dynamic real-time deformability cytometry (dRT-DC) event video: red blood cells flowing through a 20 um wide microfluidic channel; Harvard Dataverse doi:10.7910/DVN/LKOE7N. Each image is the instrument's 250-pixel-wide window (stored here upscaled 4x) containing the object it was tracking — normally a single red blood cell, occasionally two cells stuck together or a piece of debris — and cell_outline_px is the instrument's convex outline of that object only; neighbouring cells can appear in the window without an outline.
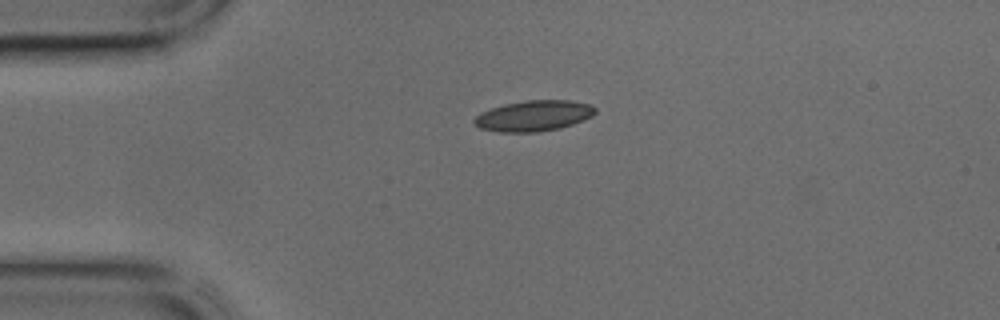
{"species": "common noctule bat (a hibernating species)", "species_latin": "Nyctalus noctula", "temperature_condition": "cold", "stored_images_in_passage": 31, "camera_frame_rate_fps": 3000, "um_per_image_px": 0.085, "animal": {"sex": "male", "body_mass_g": 17.9, "forearm_length_mm": 54.2}, "frame": {"image": 1, "passage_image": 2, "time_ms": 0.333, "image_size_px": [1000, 320], "cell_outline_px": [[596, 112], [592, 116], [572, 124], [560, 128], [536, 132], [500, 132], [480, 128], [472, 120], [480, 112], [504, 104], [528, 100], [568, 100], [592, 104], [596, 108]], "centroid_in_image_um": [45.37, 9.84], "position_along_channel_um": 39.6, "area_um2": 21.62}}
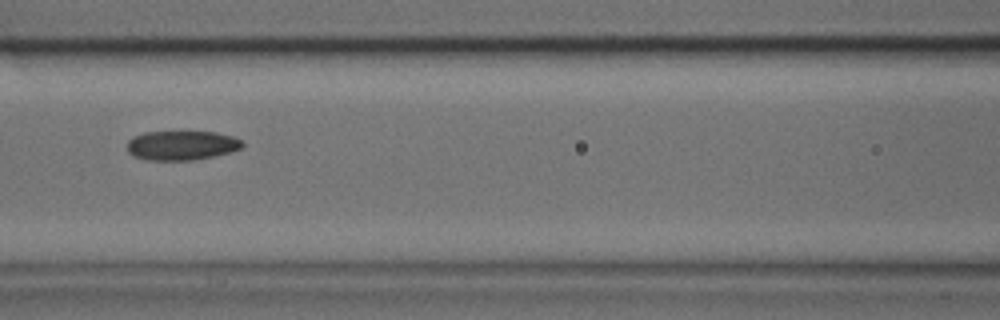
{"frame": {"image": 2, "passage_image": 11, "time_ms": 3.333, "image_size_px": [1000, 320], "cell_outline_px": [[244, 148], [232, 152], [216, 156], [192, 160], [144, 160], [132, 156], [128, 152], [128, 140], [132, 136], [144, 132], [216, 132], [232, 136], [244, 140]], "centroid_in_image_um": [15.47, 12.36], "position_along_channel_um": 151.1, "area_um2": 20.11}}
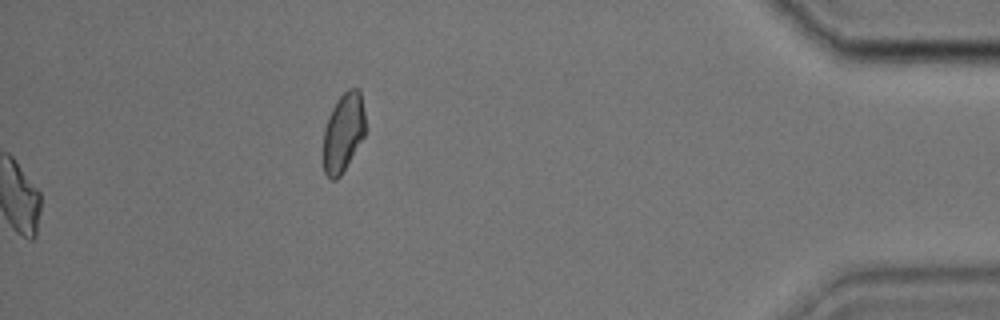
{"frame": {"image": 3, "passage_image": 31, "time_ms": 10.0, "image_size_px": [1000, 320], "cell_outline_px": [[364, 136], [340, 176], [336, 180], [332, 180], [324, 172], [324, 128], [328, 116], [332, 108], [340, 96], [348, 88], [360, 88], [364, 112]], "centroid_in_image_um": [29.18, 11.23], "position_along_channel_um": 406.0, "area_um2": 19.07}}